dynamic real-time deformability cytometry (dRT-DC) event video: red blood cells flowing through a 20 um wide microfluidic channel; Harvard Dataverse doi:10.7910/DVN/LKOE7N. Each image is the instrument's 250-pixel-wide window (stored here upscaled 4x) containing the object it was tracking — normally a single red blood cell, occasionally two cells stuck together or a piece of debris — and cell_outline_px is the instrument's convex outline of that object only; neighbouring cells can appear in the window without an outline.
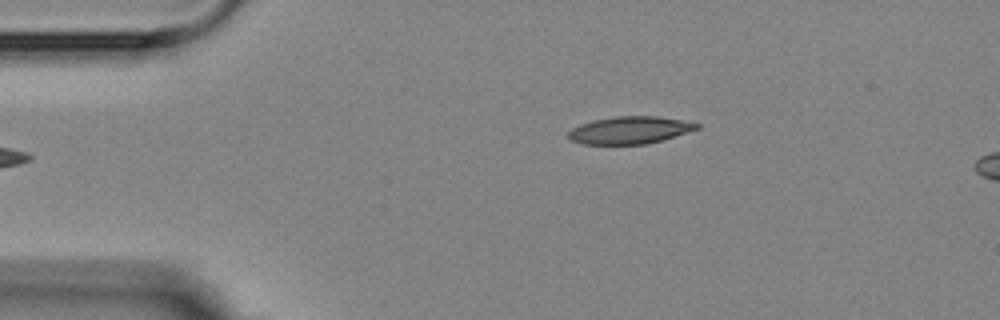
{"species": "Egyptian fruit bat (a non-hibernating species)", "species_latin": "Rousettus aegyptiacus", "temperature_condition": "room temperature", "stored_images_in_passage": 6, "camera_frame_rate_fps": 3000, "um_per_image_px": 0.085, "animal": {"sex": "female"}, "frame": {"image": 1, "passage_image": 6, "time_ms": 5.667, "image_size_px": [1000, 320], "cell_outline_px": [[700, 128], [660, 140], [644, 144], [580, 144], [568, 140], [568, 132], [572, 128], [580, 124], [592, 120], [612, 116], [656, 116], [680, 120], [700, 124]], "centroid_in_image_um": [53.45, 11.06], "position_along_channel_um": 31.6, "area_um2": 20.4}}